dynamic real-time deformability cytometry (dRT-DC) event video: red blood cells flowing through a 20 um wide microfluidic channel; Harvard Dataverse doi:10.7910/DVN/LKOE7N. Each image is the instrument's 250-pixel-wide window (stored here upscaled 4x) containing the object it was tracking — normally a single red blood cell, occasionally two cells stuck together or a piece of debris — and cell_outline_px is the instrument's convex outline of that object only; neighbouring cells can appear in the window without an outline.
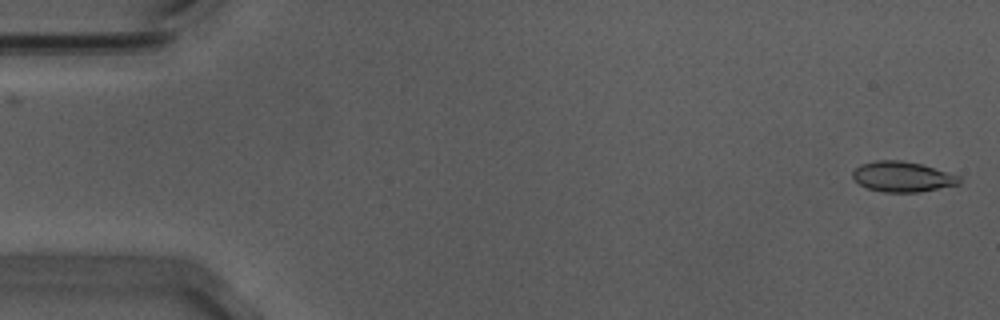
{"species": "Egyptian fruit bat (a non-hibernating species)", "species_latin": "Rousettus aegyptiacus", "temperature_condition": "warm", "stored_images_in_passage": 55, "camera_frame_rate_fps": 3000, "um_per_image_px": 0.085, "animal": {"sex": "male"}, "frame": {"image": 1, "passage_image": 1, "time_ms": 0.0, "image_size_px": [1000, 320], "cell_outline_px": [[960, 184], [920, 192], [884, 192], [868, 188], [860, 184], [852, 176], [852, 172], [860, 164], [876, 160], [900, 160], [920, 164], [960, 176]], "centroid_in_image_um": [76.7, 15.02], "position_along_channel_um": 8.3, "area_um2": 18.67}}
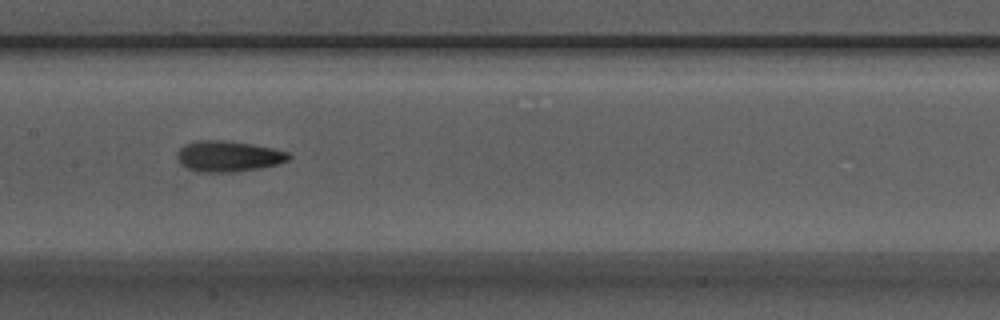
{"frame": {"image": 2, "passage_image": 27, "time_ms": 8.667, "image_size_px": [1000, 320], "cell_outline_px": [[292, 156], [288, 160], [276, 164], [256, 168], [232, 172], [200, 172], [188, 168], [176, 156], [180, 148], [184, 144], [196, 140], [216, 140], [252, 144], [272, 148], [288, 152]], "centroid_in_image_um": [19.4, 13.27], "position_along_channel_um": 188.0, "area_um2": 19.65}}
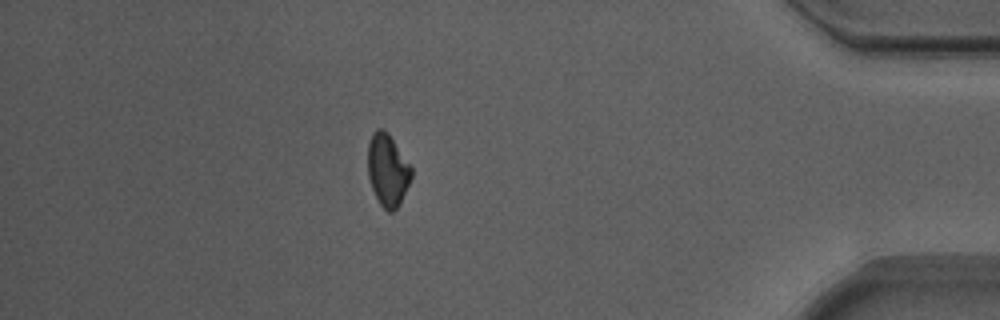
{"frame": {"image": 3, "passage_image": 48, "time_ms": 15.667, "image_size_px": [1000, 320], "cell_outline_px": [[412, 176], [400, 204], [392, 212], [388, 212], [380, 204], [372, 188], [368, 176], [368, 144], [372, 132], [376, 128], [384, 128], [388, 132], [412, 168]], "centroid_in_image_um": [32.94, 14.43], "position_along_channel_um": 402.3, "area_um2": 18.32}, "authors_computed_cell_mechanics": {"area_um2": 18.9006, "velocity_mm_per_s": 3.7161, "shape_relaxation_time_tau1_ms": 6.4276, "shape_relaxation_time_tau2_ms": 5.4186, "deformation_change_tau1": 0.1525, "deformation_change_tau2": 0.1139}}